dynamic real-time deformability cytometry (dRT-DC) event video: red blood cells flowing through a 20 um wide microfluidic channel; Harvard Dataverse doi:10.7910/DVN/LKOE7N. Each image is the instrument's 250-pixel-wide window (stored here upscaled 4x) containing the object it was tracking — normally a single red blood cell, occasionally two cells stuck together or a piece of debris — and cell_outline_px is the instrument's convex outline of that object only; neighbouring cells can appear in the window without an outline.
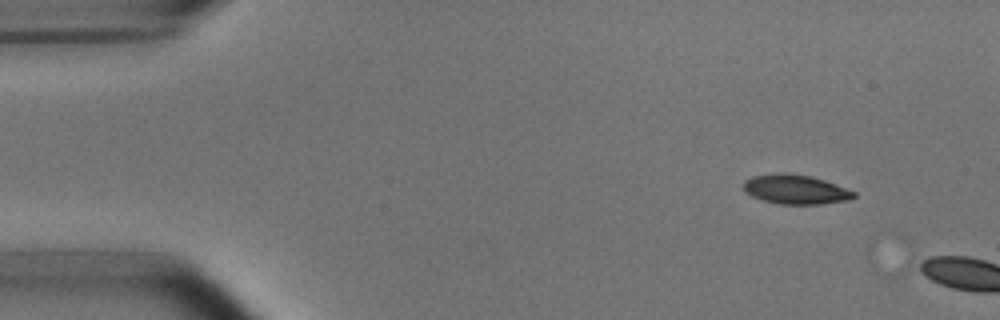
{"species": "common noctule bat (a hibernating species)", "species_latin": "Nyctalus noctula", "temperature_condition": "room temperature", "stored_images_in_passage": 3, "camera_frame_rate_fps": 3000, "um_per_image_px": 0.085, "animal": {"sex": "male", "body_mass_g": 15.6}, "frame": {"image": 1, "passage_image": 1, "time_ms": 0.0, "image_size_px": [1000, 320], "cell_outline_px": [[856, 196], [848, 200], [820, 204], [780, 204], [764, 200], [752, 196], [744, 188], [744, 180], [752, 176], [812, 176], [824, 180], [856, 192]], "centroid_in_image_um": [67.69, 16.15], "position_along_channel_um": 17.3, "area_um2": 17.86}}